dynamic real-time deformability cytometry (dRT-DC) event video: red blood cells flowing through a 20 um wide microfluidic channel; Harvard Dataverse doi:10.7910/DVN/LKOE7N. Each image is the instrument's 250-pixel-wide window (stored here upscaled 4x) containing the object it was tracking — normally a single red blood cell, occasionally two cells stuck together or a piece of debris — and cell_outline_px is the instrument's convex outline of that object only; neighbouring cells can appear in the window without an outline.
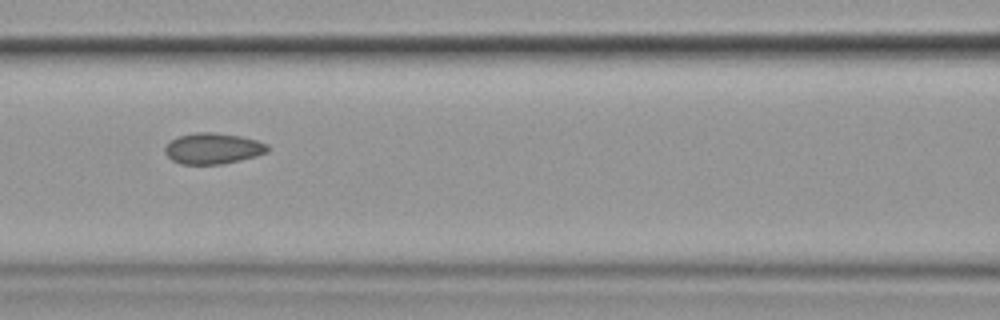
{"species": "common noctule bat (a hibernating species)", "species_latin": "Nyctalus noctula", "temperature_condition": "cold", "stored_images_in_passage": 15, "camera_frame_rate_fps": 3000, "um_per_image_px": 0.085, "animal": {"sex": "female", "body_mass_g": 19.9}, "frame": {"image": 1, "passage_image": 7, "time_ms": 7.667, "image_size_px": [1000, 320], "cell_outline_px": [[268, 152], [256, 156], [240, 160], [220, 164], [180, 164], [172, 160], [164, 152], [164, 148], [168, 140], [176, 136], [196, 132], [216, 132], [240, 136], [256, 140], [268, 144]], "centroid_in_image_um": [18.06, 12.61], "position_along_channel_um": 148.5, "area_um2": 18.73}}
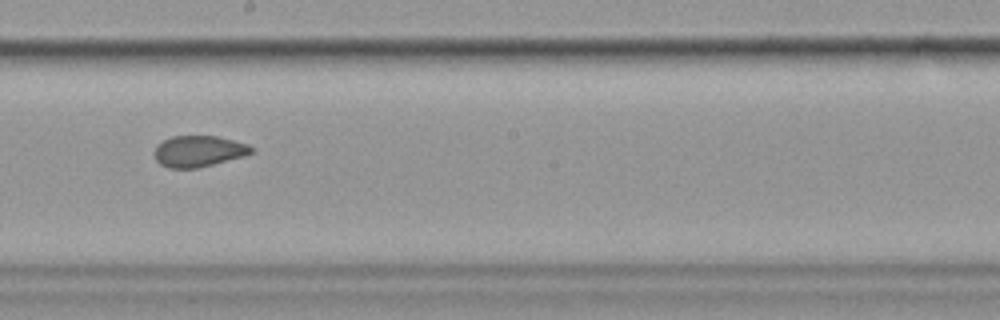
{"frame": {"image": 2, "passage_image": 9, "time_ms": 10.0, "image_size_px": [1000, 320], "cell_outline_px": [[256, 152], [244, 156], [196, 168], [168, 168], [160, 164], [156, 160], [152, 152], [156, 144], [172, 136], [216, 136], [248, 144], [256, 148]], "centroid_in_image_um": [16.87, 12.85], "position_along_channel_um": 231.3, "area_um2": 17.8}}
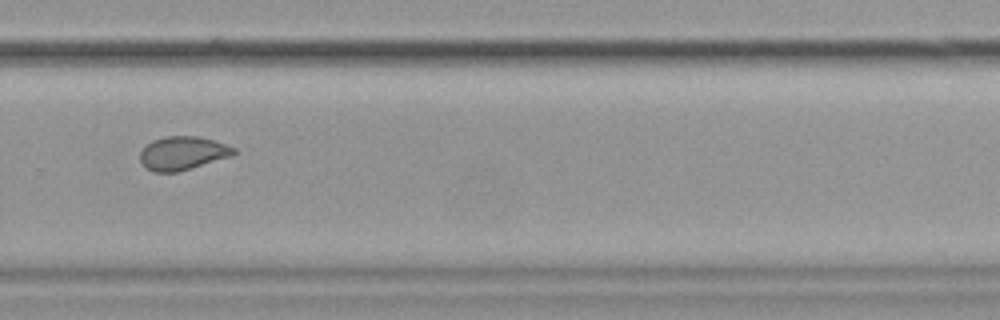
{"frame": {"image": 3, "passage_image": 11, "time_ms": 12.333, "image_size_px": [1000, 320], "cell_outline_px": [[236, 152], [232, 156], [176, 172], [152, 172], [140, 160], [140, 152], [152, 140], [168, 136], [196, 136], [212, 140], [236, 148]], "centroid_in_image_um": [15.53, 13.02], "position_along_channel_um": 314.3, "area_um2": 17.98}, "authors_computed_cell_mechanics": {"area_um2": 19.074, "velocity_mm_per_s": 3.5668, "shape_relaxation_time_tau1_ms": null, "shape_relaxation_time_tau2_ms": 1.0602, "deformation_change_tau1": null, "deformation_change_tau2": 0.0333}}